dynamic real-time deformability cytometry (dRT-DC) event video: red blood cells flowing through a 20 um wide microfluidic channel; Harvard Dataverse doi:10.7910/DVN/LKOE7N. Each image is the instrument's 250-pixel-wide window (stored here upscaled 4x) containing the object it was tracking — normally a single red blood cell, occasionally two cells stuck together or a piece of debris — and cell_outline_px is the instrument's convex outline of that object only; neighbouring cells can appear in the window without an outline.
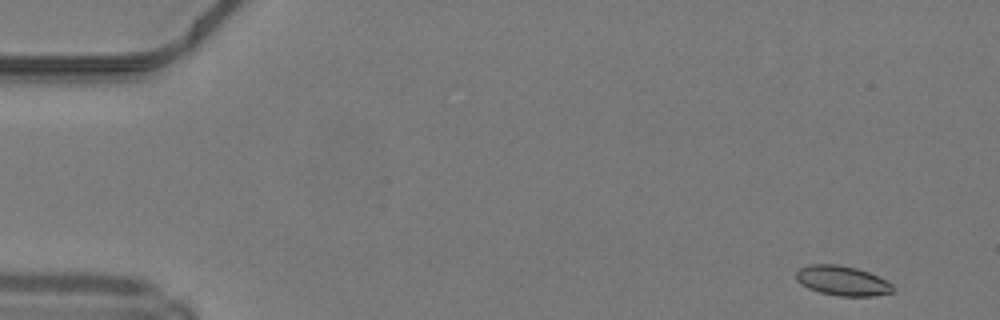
{"species": "common noctule bat (a hibernating species)", "species_latin": "Nyctalus noctula", "temperature_condition": "warm", "stored_images_in_passage": 47, "camera_frame_rate_fps": 3000, "um_per_image_px": 0.085, "animal": {"sex": "male", "body_mass_g": 19.2, "forearm_length_mm": 51.8}, "frame": {"image": 1, "passage_image": 1, "time_ms": 0.0, "image_size_px": [1000, 320], "cell_outline_px": [[896, 288], [892, 292], [876, 296], [836, 296], [820, 292], [808, 288], [800, 284], [796, 280], [796, 272], [800, 268], [808, 264], [836, 264], [856, 268], [868, 272], [892, 284]], "centroid_in_image_um": [71.58, 23.87], "position_along_channel_um": 13.4, "area_um2": 16.82}}
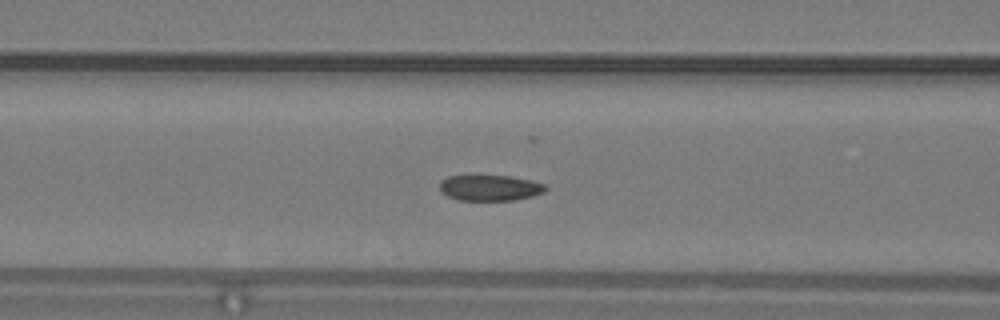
{"frame": {"image": 2, "passage_image": 18, "time_ms": 5.667, "image_size_px": [1000, 320], "cell_outline_px": [[548, 188], [544, 192], [532, 196], [516, 200], [460, 200], [448, 196], [440, 192], [440, 180], [448, 176], [512, 176], [544, 184]], "centroid_in_image_um": [41.63, 15.97], "position_along_channel_um": 125.0, "area_um2": 15.84}}
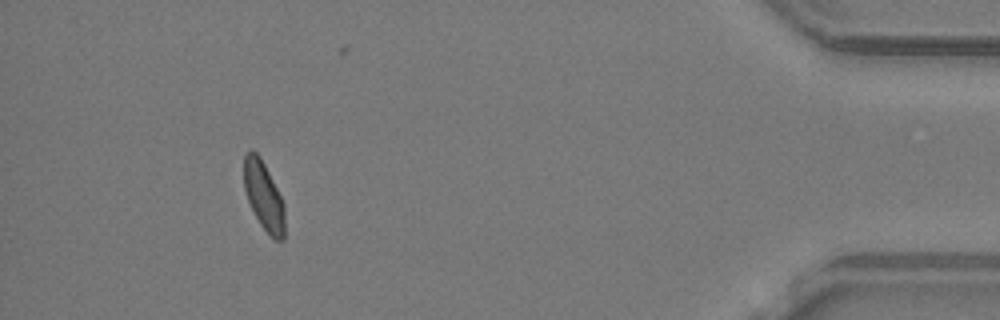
{"frame": {"image": 3, "passage_image": 43, "time_ms": 14.0, "image_size_px": [1000, 320], "cell_outline_px": [[284, 240], [276, 240], [260, 224], [248, 200], [244, 188], [244, 156], [252, 148], [260, 156], [284, 204]], "centroid_in_image_um": [22.41, 16.63], "position_along_channel_um": 412.8, "area_um2": 15.9}, "authors_computed_cell_mechanics": {"area_um2": 16.8198, "velocity_mm_per_s": 4.2068, "shape_relaxation_time_tau1_ms": null, "shape_relaxation_time_tau2_ms": 2.9428, "deformation_change_tau1": null, "deformation_change_tau2": 0.0542}}